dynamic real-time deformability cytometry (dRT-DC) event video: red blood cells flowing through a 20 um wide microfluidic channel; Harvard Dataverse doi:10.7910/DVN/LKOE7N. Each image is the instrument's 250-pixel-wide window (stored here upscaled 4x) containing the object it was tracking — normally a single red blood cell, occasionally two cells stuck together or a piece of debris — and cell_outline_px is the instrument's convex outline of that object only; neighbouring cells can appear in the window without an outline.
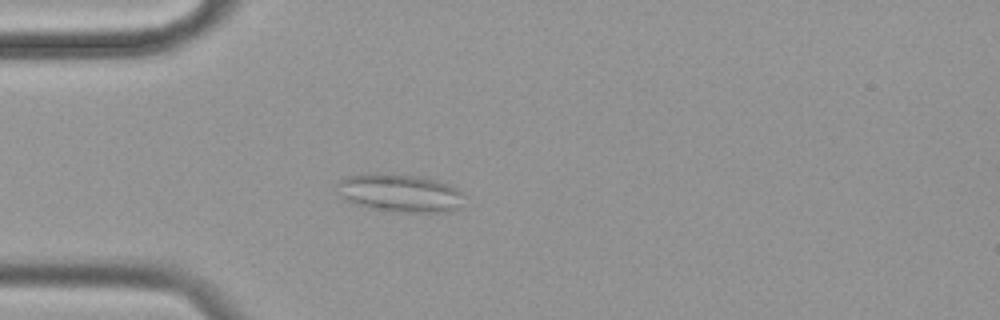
{"species": "common noctule bat (a hibernating species)", "species_latin": "Nyctalus noctula", "temperature_condition": "cold", "stored_images_in_passage": 58, "camera_frame_rate_fps": 3000, "um_per_image_px": 0.085, "animal": {"sex": "female", "body_mass_g": 19.9}, "frame": {"image": 1, "passage_image": 16, "time_ms": 5.0, "image_size_px": [1000, 320], "cell_outline_px": [[460, 208], [452, 212], [400, 212], [376, 208], [356, 204], [344, 200], [340, 196], [336, 184], [340, 180], [348, 176], [368, 172], [392, 172], [420, 176], [436, 180], [448, 184], [456, 188], [460, 192]], "centroid_in_image_um": [33.94, 16.37], "position_along_channel_um": 51.1, "area_um2": 28.38}}
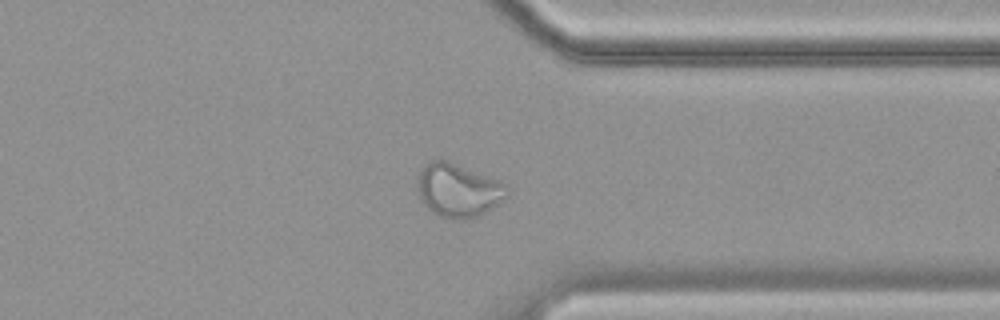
{"frame": {"image": 2, "passage_image": 45, "time_ms": 14.667, "image_size_px": [1000, 320], "cell_outline_px": [[508, 196], [484, 212], [476, 216], [460, 220], [440, 216], [432, 212], [420, 200], [416, 188], [416, 180], [420, 168], [432, 160], [444, 160], [496, 180], [504, 184], [508, 188]], "centroid_in_image_um": [38.87, 16.18], "position_along_channel_um": 372.5, "area_um2": 27.4}}
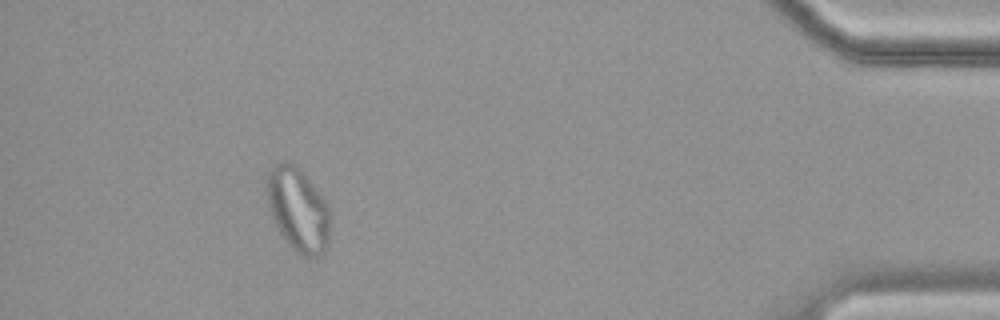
{"frame": {"image": 3, "passage_image": 53, "time_ms": 17.333, "image_size_px": [1000, 320], "cell_outline_px": [[328, 240], [324, 252], [308, 260], [300, 256], [284, 240], [272, 220], [268, 200], [268, 176], [272, 168], [276, 164], [284, 160], [288, 160], [296, 164], [304, 172], [328, 204]], "centroid_in_image_um": [25.33, 17.83], "position_along_channel_um": 409.9, "area_um2": 30.87}, "authors_computed_cell_mechanics": {"area_um2": 27.7151, "velocity_mm_per_s": 3.4533, "shape_relaxation_time_tau1_ms": null, "shape_relaxation_time_tau2_ms": 1.9351, "deformation_change_tau1": null, "deformation_change_tau2": 0.0744}}